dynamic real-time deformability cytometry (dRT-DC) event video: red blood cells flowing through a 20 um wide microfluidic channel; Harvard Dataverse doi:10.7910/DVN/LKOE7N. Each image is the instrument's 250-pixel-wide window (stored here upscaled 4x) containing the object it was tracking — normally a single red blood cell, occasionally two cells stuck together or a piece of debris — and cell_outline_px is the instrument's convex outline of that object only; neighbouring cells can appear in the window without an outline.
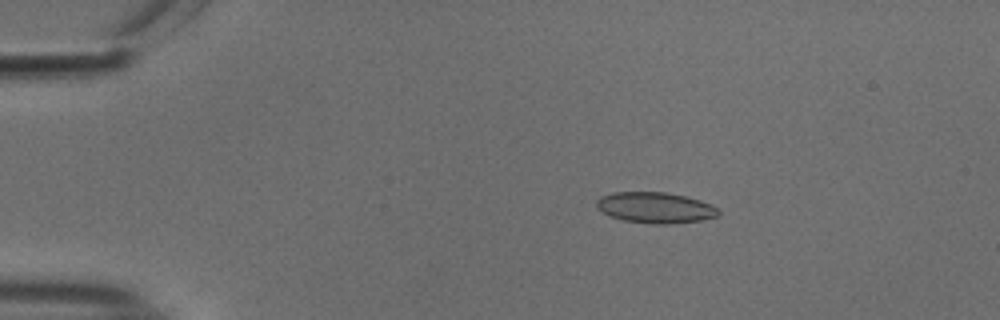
{"species": "common noctule bat (a hibernating species)", "species_latin": "Nyctalus noctula", "temperature_condition": "cold", "stored_images_in_passage": 54, "camera_frame_rate_fps": 3000, "um_per_image_px": 0.085, "animal": {"sex": "male", "body_mass_g": 18.8}, "frame": {"image": 1, "passage_image": 10, "time_ms": 3.0, "image_size_px": [1000, 320], "cell_outline_px": [[720, 212], [716, 216], [700, 220], [668, 224], [648, 224], [624, 220], [608, 216], [596, 208], [596, 200], [600, 196], [612, 192], [664, 192], [684, 196], [700, 200], [712, 204]], "centroid_in_image_um": [55.64, 17.65], "position_along_channel_um": 29.4, "area_um2": 22.02}}
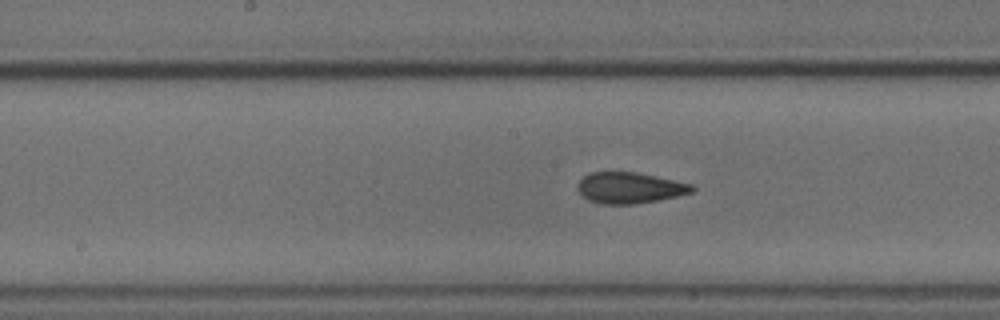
{"frame": {"image": 2, "passage_image": 28, "time_ms": 9.0, "image_size_px": [1000, 320], "cell_outline_px": [[696, 188], [692, 192], [676, 196], [636, 204], [600, 204], [588, 200], [576, 188], [576, 184], [584, 176], [592, 172], [636, 172], [656, 176], [692, 184]], "centroid_in_image_um": [53.5, 15.96], "position_along_channel_um": 194.7, "area_um2": 20.63}}
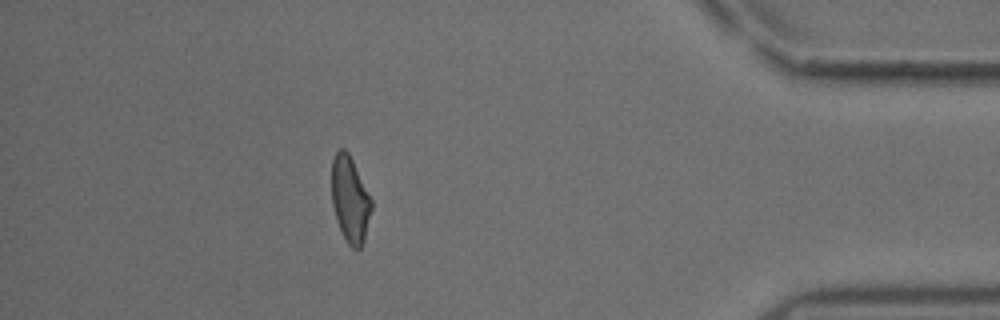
{"frame": {"image": 3, "passage_image": 48, "time_ms": 15.667, "image_size_px": [1000, 320], "cell_outline_px": [[372, 208], [364, 240], [360, 248], [352, 248], [348, 244], [336, 220], [332, 204], [332, 160], [336, 152], [340, 148], [344, 148], [348, 152], [372, 200]], "centroid_in_image_um": [29.75, 16.94], "position_along_channel_um": 405.5, "area_um2": 19.71}, "authors_computed_cell_mechanics": {"area_um2": 21.0392, "velocity_mm_per_s": 3.7757, "shape_relaxation_time_tau1_ms": 10.5605, "shape_relaxation_time_tau2_ms": 1.5035, "deformation_change_tau1": 0.2037, "deformation_change_tau2": 0.0694}}